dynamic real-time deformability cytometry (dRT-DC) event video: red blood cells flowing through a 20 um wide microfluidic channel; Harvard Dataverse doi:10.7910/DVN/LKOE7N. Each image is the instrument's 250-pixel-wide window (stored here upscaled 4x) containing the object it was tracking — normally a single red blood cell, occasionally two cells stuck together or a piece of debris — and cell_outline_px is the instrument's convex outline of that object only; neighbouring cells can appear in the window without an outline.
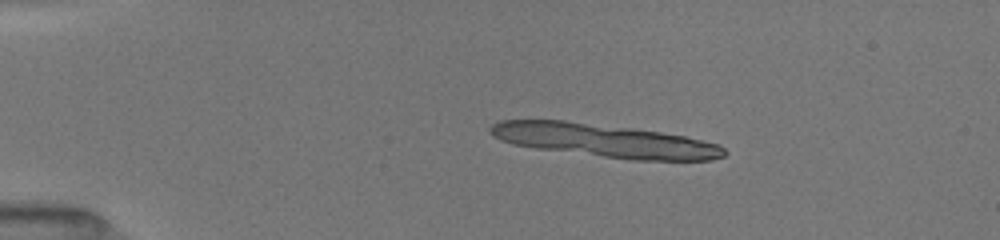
{"species": "common noctule bat (a hibernating species)", "species_latin": "Nyctalus noctula", "temperature_condition": "room temperature", "stored_images_in_passage": 4, "camera_frame_rate_fps": 3000, "um_per_image_px": 0.085, "animal": {"sex": "female", "body_mass_g": 19.5, "forearm_length_mm": 54.1}, "frame": {"image": 1, "passage_image": 2, "time_ms": 0.333, "image_size_px": [1000, 240], "cell_outline_px": [[716, 156], [696, 160], [672, 160], [612, 132], [648, 132], [672, 136], [708, 144]], "centroid_in_image_um": [56.97, 12.39], "position_along_channel_um": 28.0, "area_um2": 11.21}}